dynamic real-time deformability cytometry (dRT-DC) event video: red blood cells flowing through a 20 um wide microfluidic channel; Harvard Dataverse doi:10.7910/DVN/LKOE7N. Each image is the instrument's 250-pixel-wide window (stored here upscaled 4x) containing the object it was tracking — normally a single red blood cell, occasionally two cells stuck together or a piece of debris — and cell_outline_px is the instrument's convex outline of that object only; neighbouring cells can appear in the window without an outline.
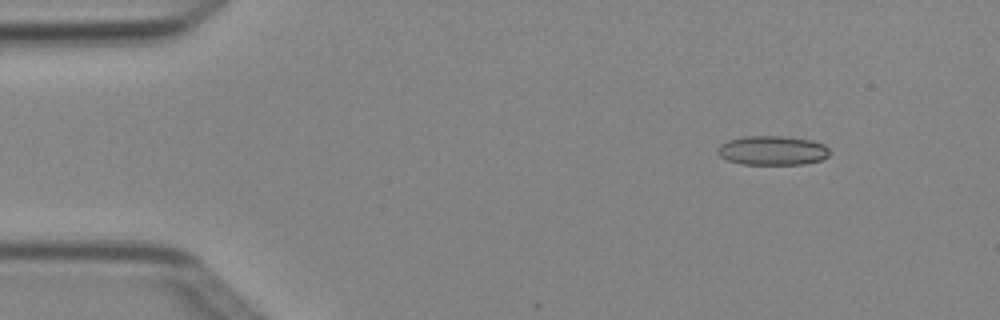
{"species": "Egyptian fruit bat (a non-hibernating species)", "species_latin": "Rousettus aegyptiacus", "temperature_condition": "cold", "stored_images_in_passage": 5, "camera_frame_rate_fps": 3000, "um_per_image_px": 0.085, "animal": {"sex": "female"}, "frame": {"image": 1, "passage_image": 2, "time_ms": 0.333, "image_size_px": [1000, 320], "cell_outline_px": [[828, 156], [820, 160], [804, 164], [740, 164], [728, 160], [720, 156], [716, 152], [716, 148], [720, 144], [728, 140], [744, 136], [784, 136], [812, 140], [824, 144], [828, 148]], "centroid_in_image_um": [65.62, 12.78], "position_along_channel_um": 19.4, "area_um2": 19.19}}
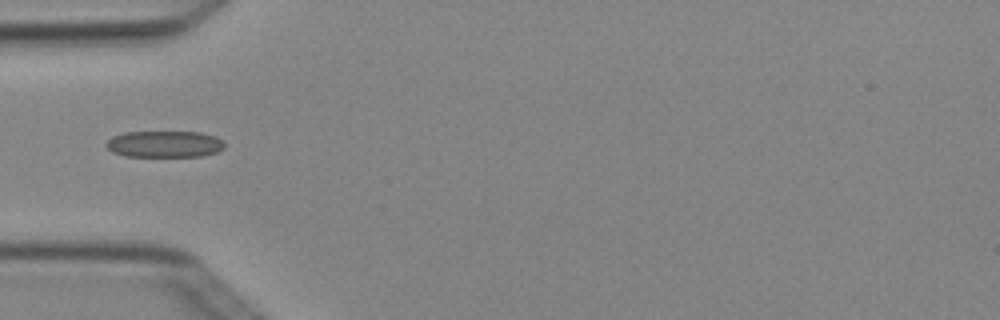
{"frame": {"image": 2, "passage_image": 5, "time_ms": 1.333, "image_size_px": [1000, 320], "cell_outline_px": [[224, 148], [216, 152], [200, 156], [124, 156], [112, 152], [104, 144], [112, 136], [124, 132], [200, 132], [216, 136], [224, 144]], "centroid_in_image_um": [13.95, 12.24], "position_along_channel_um": 71.1, "area_um2": 18.26}}